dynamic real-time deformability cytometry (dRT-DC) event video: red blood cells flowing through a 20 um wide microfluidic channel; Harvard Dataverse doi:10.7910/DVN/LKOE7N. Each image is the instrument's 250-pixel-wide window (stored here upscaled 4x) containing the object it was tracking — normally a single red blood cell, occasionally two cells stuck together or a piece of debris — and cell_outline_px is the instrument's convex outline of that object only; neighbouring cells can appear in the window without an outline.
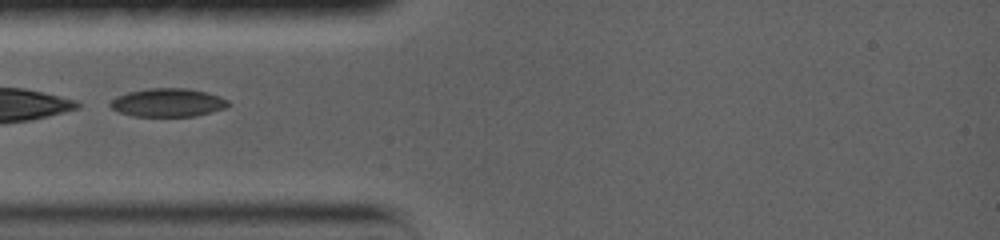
{"species": "common noctule bat (a hibernating species)", "species_latin": "Nyctalus noctula", "temperature_condition": "warm", "stored_images_in_passage": 23, "camera_frame_rate_fps": 5000, "um_per_image_px": 0.085, "animal": {"sex": "female", "body_mass_g": 19.0, "forearm_length_mm": 56.7}, "frame": {"image": 1, "passage_image": 1, "time_ms": 0.0, "image_size_px": [1000, 240], "cell_outline_px": [[228, 104], [224, 108], [196, 116], [132, 116], [120, 112], [112, 108], [108, 104], [116, 96], [128, 92], [148, 88], [188, 88], [208, 92], [220, 96], [228, 100]], "centroid_in_image_um": [14.26, 8.71], "position_along_channel_um": 70.7, "area_um2": 19.48}}
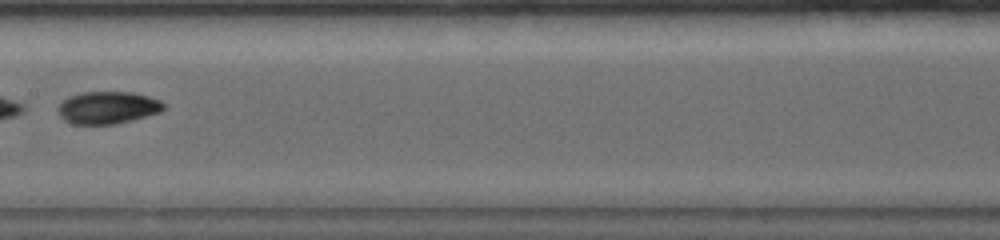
{"frame": {"image": 2, "passage_image": 5, "time_ms": 3.4, "image_size_px": [1000, 240], "cell_outline_px": [[168, 104], [160, 112], [112, 124], [72, 124], [64, 120], [60, 116], [60, 104], [68, 96], [80, 92], [132, 92], [148, 96], [160, 100]], "centroid_in_image_um": [9.17, 9.13], "position_along_channel_um": 198.2, "area_um2": 19.71}}
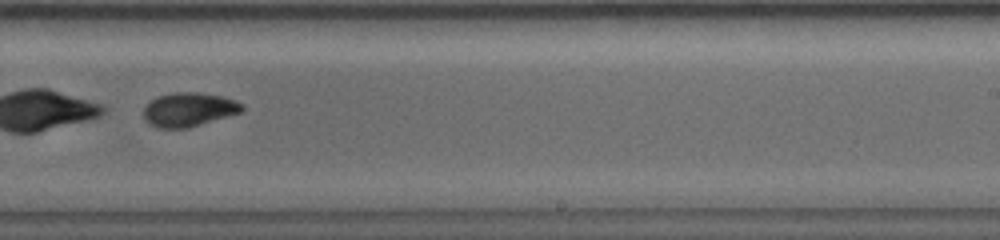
{"frame": {"image": 3, "passage_image": 9, "time_ms": 5.4, "image_size_px": [1000, 240], "cell_outline_px": [[244, 108], [240, 112], [184, 128], [160, 128], [152, 124], [144, 116], [144, 108], [156, 96], [172, 92], [200, 92], [224, 96], [236, 100], [244, 104]], "centroid_in_image_um": [16.07, 9.27], "position_along_channel_um": 272.9, "area_um2": 19.13}}